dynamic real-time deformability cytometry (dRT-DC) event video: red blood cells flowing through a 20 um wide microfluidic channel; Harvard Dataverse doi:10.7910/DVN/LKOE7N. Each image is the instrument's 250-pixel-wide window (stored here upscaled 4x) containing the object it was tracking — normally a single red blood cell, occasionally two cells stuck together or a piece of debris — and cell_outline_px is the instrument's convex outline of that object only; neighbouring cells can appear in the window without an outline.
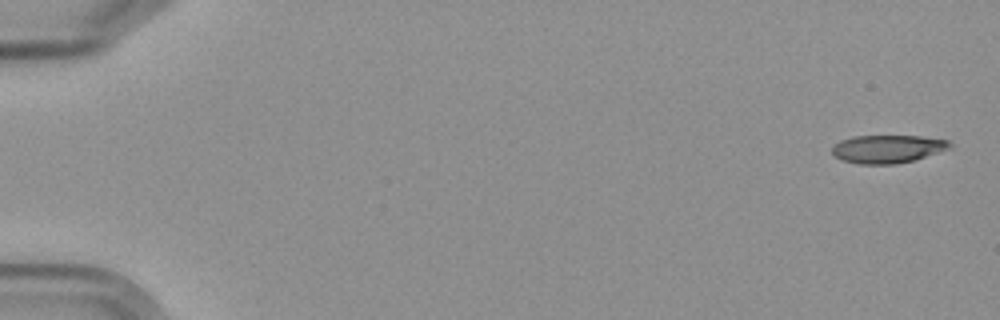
{"species": "Egyptian fruit bat (a non-hibernating species)", "species_latin": "Rousettus aegyptiacus", "temperature_condition": "cold", "stored_images_in_passage": 5, "camera_frame_rate_fps": 3000, "um_per_image_px": 0.085, "frame": {"image": 1, "passage_image": 1, "time_ms": 0.0, "image_size_px": [1000, 320], "cell_outline_px": [[952, 148], [912, 160], [896, 164], [860, 164], [844, 160], [836, 156], [832, 152], [832, 148], [840, 140], [852, 136], [920, 136], [948, 140], [952, 144]], "centroid_in_image_um": [75.46, 12.65], "position_along_channel_um": 9.5, "area_um2": 19.07}}
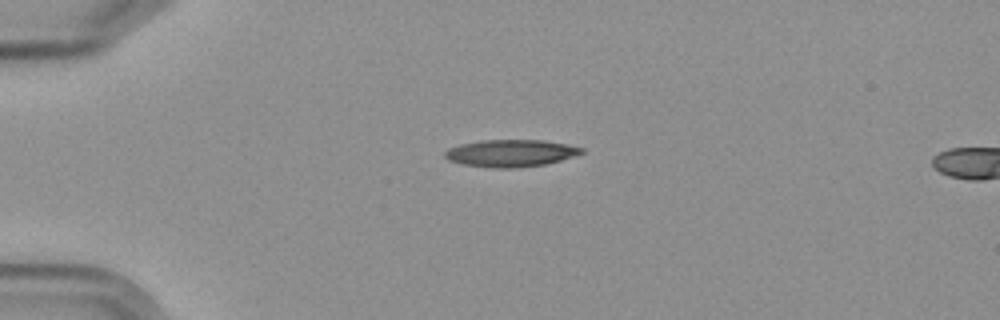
{"frame": {"image": 2, "passage_image": 4, "time_ms": 4.333, "image_size_px": [1000, 320], "cell_outline_px": [[584, 152], [560, 160], [544, 164], [516, 168], [492, 168], [460, 164], [448, 160], [444, 156], [444, 152], [448, 148], [460, 144], [480, 140], [544, 140], [568, 144], [584, 148]], "centroid_in_image_um": [43.37, 13.02], "position_along_channel_um": 41.6, "area_um2": 21.73}}